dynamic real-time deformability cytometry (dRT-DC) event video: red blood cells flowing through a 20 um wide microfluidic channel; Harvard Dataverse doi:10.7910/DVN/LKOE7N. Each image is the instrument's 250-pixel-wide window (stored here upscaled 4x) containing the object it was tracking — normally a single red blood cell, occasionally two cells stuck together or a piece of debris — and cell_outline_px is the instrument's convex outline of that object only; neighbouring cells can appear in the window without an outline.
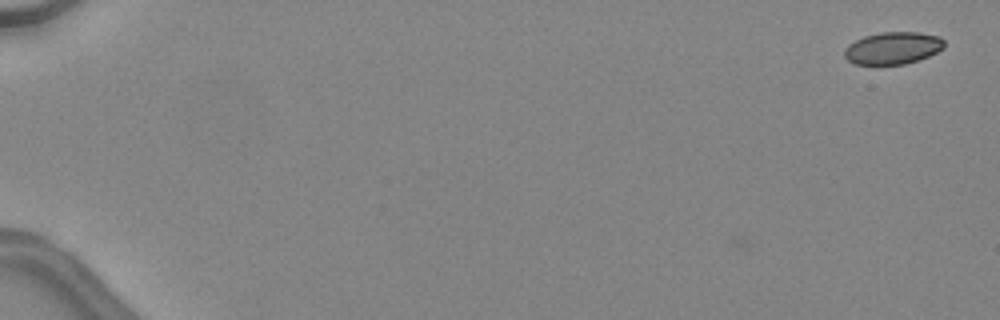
{"species": "common noctule bat (a hibernating species)", "species_latin": "Nyctalus noctula", "temperature_condition": "warm", "stored_images_in_passage": 6, "camera_frame_rate_fps": 3000, "um_per_image_px": 0.085, "animal": {"sex": "female", "body_mass_g": 24.6, "forearm_length_mm": 56.2}, "frame": {"image": 1, "passage_image": 6, "time_ms": 1.667, "image_size_px": [1000, 320], "cell_outline_px": [[944, 48], [928, 56], [904, 64], [856, 64], [848, 60], [844, 56], [844, 48], [848, 44], [864, 36], [880, 32], [916, 32], [940, 36], [944, 40]], "centroid_in_image_um": [75.88, 4.07], "position_along_channel_um": 9.1, "area_um2": 18.67}}